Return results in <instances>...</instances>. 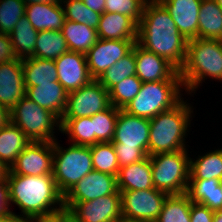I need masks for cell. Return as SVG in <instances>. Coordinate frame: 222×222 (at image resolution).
<instances>
[{
	"label": "cell",
	"mask_w": 222,
	"mask_h": 222,
	"mask_svg": "<svg viewBox=\"0 0 222 222\" xmlns=\"http://www.w3.org/2000/svg\"><path fill=\"white\" fill-rule=\"evenodd\" d=\"M168 10L185 39L198 38V18L202 0H159Z\"/></svg>",
	"instance_id": "obj_19"
},
{
	"label": "cell",
	"mask_w": 222,
	"mask_h": 222,
	"mask_svg": "<svg viewBox=\"0 0 222 222\" xmlns=\"http://www.w3.org/2000/svg\"><path fill=\"white\" fill-rule=\"evenodd\" d=\"M25 8L23 0H0V33L9 35L19 20L25 16Z\"/></svg>",
	"instance_id": "obj_39"
},
{
	"label": "cell",
	"mask_w": 222,
	"mask_h": 222,
	"mask_svg": "<svg viewBox=\"0 0 222 222\" xmlns=\"http://www.w3.org/2000/svg\"><path fill=\"white\" fill-rule=\"evenodd\" d=\"M192 203L218 211L222 203V181L218 179H189L185 193Z\"/></svg>",
	"instance_id": "obj_24"
},
{
	"label": "cell",
	"mask_w": 222,
	"mask_h": 222,
	"mask_svg": "<svg viewBox=\"0 0 222 222\" xmlns=\"http://www.w3.org/2000/svg\"><path fill=\"white\" fill-rule=\"evenodd\" d=\"M13 222H25V220L15 219Z\"/></svg>",
	"instance_id": "obj_54"
},
{
	"label": "cell",
	"mask_w": 222,
	"mask_h": 222,
	"mask_svg": "<svg viewBox=\"0 0 222 222\" xmlns=\"http://www.w3.org/2000/svg\"><path fill=\"white\" fill-rule=\"evenodd\" d=\"M30 142L24 132L10 122L0 129V160L10 169Z\"/></svg>",
	"instance_id": "obj_25"
},
{
	"label": "cell",
	"mask_w": 222,
	"mask_h": 222,
	"mask_svg": "<svg viewBox=\"0 0 222 222\" xmlns=\"http://www.w3.org/2000/svg\"><path fill=\"white\" fill-rule=\"evenodd\" d=\"M25 17L36 31H61L66 21L61 3H32L26 5Z\"/></svg>",
	"instance_id": "obj_21"
},
{
	"label": "cell",
	"mask_w": 222,
	"mask_h": 222,
	"mask_svg": "<svg viewBox=\"0 0 222 222\" xmlns=\"http://www.w3.org/2000/svg\"><path fill=\"white\" fill-rule=\"evenodd\" d=\"M137 28L129 16L104 12L96 30L99 39L103 40H137Z\"/></svg>",
	"instance_id": "obj_22"
},
{
	"label": "cell",
	"mask_w": 222,
	"mask_h": 222,
	"mask_svg": "<svg viewBox=\"0 0 222 222\" xmlns=\"http://www.w3.org/2000/svg\"><path fill=\"white\" fill-rule=\"evenodd\" d=\"M218 179L222 181V149L211 150L205 155L190 158L189 179Z\"/></svg>",
	"instance_id": "obj_30"
},
{
	"label": "cell",
	"mask_w": 222,
	"mask_h": 222,
	"mask_svg": "<svg viewBox=\"0 0 222 222\" xmlns=\"http://www.w3.org/2000/svg\"><path fill=\"white\" fill-rule=\"evenodd\" d=\"M150 119L133 116L119 109L112 143L121 147L144 148L149 156Z\"/></svg>",
	"instance_id": "obj_14"
},
{
	"label": "cell",
	"mask_w": 222,
	"mask_h": 222,
	"mask_svg": "<svg viewBox=\"0 0 222 222\" xmlns=\"http://www.w3.org/2000/svg\"><path fill=\"white\" fill-rule=\"evenodd\" d=\"M213 210L198 203L191 202L190 221L191 222H213Z\"/></svg>",
	"instance_id": "obj_42"
},
{
	"label": "cell",
	"mask_w": 222,
	"mask_h": 222,
	"mask_svg": "<svg viewBox=\"0 0 222 222\" xmlns=\"http://www.w3.org/2000/svg\"><path fill=\"white\" fill-rule=\"evenodd\" d=\"M61 133L68 135L74 145H93V122L90 117L60 119Z\"/></svg>",
	"instance_id": "obj_33"
},
{
	"label": "cell",
	"mask_w": 222,
	"mask_h": 222,
	"mask_svg": "<svg viewBox=\"0 0 222 222\" xmlns=\"http://www.w3.org/2000/svg\"><path fill=\"white\" fill-rule=\"evenodd\" d=\"M24 87L58 81L57 68L54 60L28 57L22 59Z\"/></svg>",
	"instance_id": "obj_26"
},
{
	"label": "cell",
	"mask_w": 222,
	"mask_h": 222,
	"mask_svg": "<svg viewBox=\"0 0 222 222\" xmlns=\"http://www.w3.org/2000/svg\"><path fill=\"white\" fill-rule=\"evenodd\" d=\"M9 168L0 160V181H7Z\"/></svg>",
	"instance_id": "obj_49"
},
{
	"label": "cell",
	"mask_w": 222,
	"mask_h": 222,
	"mask_svg": "<svg viewBox=\"0 0 222 222\" xmlns=\"http://www.w3.org/2000/svg\"><path fill=\"white\" fill-rule=\"evenodd\" d=\"M136 76L145 82L181 80L179 70L168 60L135 43Z\"/></svg>",
	"instance_id": "obj_17"
},
{
	"label": "cell",
	"mask_w": 222,
	"mask_h": 222,
	"mask_svg": "<svg viewBox=\"0 0 222 222\" xmlns=\"http://www.w3.org/2000/svg\"><path fill=\"white\" fill-rule=\"evenodd\" d=\"M54 61L58 82L68 93L88 85L93 80L88 71L86 54L68 50Z\"/></svg>",
	"instance_id": "obj_15"
},
{
	"label": "cell",
	"mask_w": 222,
	"mask_h": 222,
	"mask_svg": "<svg viewBox=\"0 0 222 222\" xmlns=\"http://www.w3.org/2000/svg\"><path fill=\"white\" fill-rule=\"evenodd\" d=\"M10 36L0 33V63L15 59Z\"/></svg>",
	"instance_id": "obj_43"
},
{
	"label": "cell",
	"mask_w": 222,
	"mask_h": 222,
	"mask_svg": "<svg viewBox=\"0 0 222 222\" xmlns=\"http://www.w3.org/2000/svg\"><path fill=\"white\" fill-rule=\"evenodd\" d=\"M218 211L222 212V203H221V207H220V209Z\"/></svg>",
	"instance_id": "obj_55"
},
{
	"label": "cell",
	"mask_w": 222,
	"mask_h": 222,
	"mask_svg": "<svg viewBox=\"0 0 222 222\" xmlns=\"http://www.w3.org/2000/svg\"><path fill=\"white\" fill-rule=\"evenodd\" d=\"M93 169L118 176L119 164L112 142L96 143L90 146Z\"/></svg>",
	"instance_id": "obj_35"
},
{
	"label": "cell",
	"mask_w": 222,
	"mask_h": 222,
	"mask_svg": "<svg viewBox=\"0 0 222 222\" xmlns=\"http://www.w3.org/2000/svg\"><path fill=\"white\" fill-rule=\"evenodd\" d=\"M216 2L220 6V8L222 9V0H216Z\"/></svg>",
	"instance_id": "obj_53"
},
{
	"label": "cell",
	"mask_w": 222,
	"mask_h": 222,
	"mask_svg": "<svg viewBox=\"0 0 222 222\" xmlns=\"http://www.w3.org/2000/svg\"><path fill=\"white\" fill-rule=\"evenodd\" d=\"M213 222H222V212L220 211L214 212Z\"/></svg>",
	"instance_id": "obj_51"
},
{
	"label": "cell",
	"mask_w": 222,
	"mask_h": 222,
	"mask_svg": "<svg viewBox=\"0 0 222 222\" xmlns=\"http://www.w3.org/2000/svg\"><path fill=\"white\" fill-rule=\"evenodd\" d=\"M67 51L68 45L61 31H38L35 45V57L56 60Z\"/></svg>",
	"instance_id": "obj_31"
},
{
	"label": "cell",
	"mask_w": 222,
	"mask_h": 222,
	"mask_svg": "<svg viewBox=\"0 0 222 222\" xmlns=\"http://www.w3.org/2000/svg\"><path fill=\"white\" fill-rule=\"evenodd\" d=\"M183 99L173 108L150 119L149 156L187 149L193 106Z\"/></svg>",
	"instance_id": "obj_4"
},
{
	"label": "cell",
	"mask_w": 222,
	"mask_h": 222,
	"mask_svg": "<svg viewBox=\"0 0 222 222\" xmlns=\"http://www.w3.org/2000/svg\"><path fill=\"white\" fill-rule=\"evenodd\" d=\"M0 216H14L10 208L8 181H0Z\"/></svg>",
	"instance_id": "obj_44"
},
{
	"label": "cell",
	"mask_w": 222,
	"mask_h": 222,
	"mask_svg": "<svg viewBox=\"0 0 222 222\" xmlns=\"http://www.w3.org/2000/svg\"><path fill=\"white\" fill-rule=\"evenodd\" d=\"M137 40L99 39L86 53L88 71L97 80L108 68L126 56Z\"/></svg>",
	"instance_id": "obj_12"
},
{
	"label": "cell",
	"mask_w": 222,
	"mask_h": 222,
	"mask_svg": "<svg viewBox=\"0 0 222 222\" xmlns=\"http://www.w3.org/2000/svg\"><path fill=\"white\" fill-rule=\"evenodd\" d=\"M142 81L136 76L125 78L109 90L110 104L122 110L139 93Z\"/></svg>",
	"instance_id": "obj_38"
},
{
	"label": "cell",
	"mask_w": 222,
	"mask_h": 222,
	"mask_svg": "<svg viewBox=\"0 0 222 222\" xmlns=\"http://www.w3.org/2000/svg\"><path fill=\"white\" fill-rule=\"evenodd\" d=\"M7 181L10 208L15 204L21 211L20 215L12 212L16 219L26 220L64 209V196L58 190L53 175L26 176L9 170Z\"/></svg>",
	"instance_id": "obj_2"
},
{
	"label": "cell",
	"mask_w": 222,
	"mask_h": 222,
	"mask_svg": "<svg viewBox=\"0 0 222 222\" xmlns=\"http://www.w3.org/2000/svg\"><path fill=\"white\" fill-rule=\"evenodd\" d=\"M38 31L24 16L9 33L14 55L18 59L35 57V45Z\"/></svg>",
	"instance_id": "obj_29"
},
{
	"label": "cell",
	"mask_w": 222,
	"mask_h": 222,
	"mask_svg": "<svg viewBox=\"0 0 222 222\" xmlns=\"http://www.w3.org/2000/svg\"><path fill=\"white\" fill-rule=\"evenodd\" d=\"M133 75H136L135 44L126 56L108 68L97 81L109 91L117 83Z\"/></svg>",
	"instance_id": "obj_32"
},
{
	"label": "cell",
	"mask_w": 222,
	"mask_h": 222,
	"mask_svg": "<svg viewBox=\"0 0 222 222\" xmlns=\"http://www.w3.org/2000/svg\"><path fill=\"white\" fill-rule=\"evenodd\" d=\"M61 222H80L67 209L61 210Z\"/></svg>",
	"instance_id": "obj_48"
},
{
	"label": "cell",
	"mask_w": 222,
	"mask_h": 222,
	"mask_svg": "<svg viewBox=\"0 0 222 222\" xmlns=\"http://www.w3.org/2000/svg\"><path fill=\"white\" fill-rule=\"evenodd\" d=\"M117 190V176L93 170L64 195V202L91 201Z\"/></svg>",
	"instance_id": "obj_16"
},
{
	"label": "cell",
	"mask_w": 222,
	"mask_h": 222,
	"mask_svg": "<svg viewBox=\"0 0 222 222\" xmlns=\"http://www.w3.org/2000/svg\"><path fill=\"white\" fill-rule=\"evenodd\" d=\"M64 208L80 222H119L123 220L119 190L91 201L64 202Z\"/></svg>",
	"instance_id": "obj_11"
},
{
	"label": "cell",
	"mask_w": 222,
	"mask_h": 222,
	"mask_svg": "<svg viewBox=\"0 0 222 222\" xmlns=\"http://www.w3.org/2000/svg\"><path fill=\"white\" fill-rule=\"evenodd\" d=\"M90 146L70 144L64 148L53 142V178L64 196L88 173L93 171Z\"/></svg>",
	"instance_id": "obj_7"
},
{
	"label": "cell",
	"mask_w": 222,
	"mask_h": 222,
	"mask_svg": "<svg viewBox=\"0 0 222 222\" xmlns=\"http://www.w3.org/2000/svg\"><path fill=\"white\" fill-rule=\"evenodd\" d=\"M182 89L184 90L181 80L142 83L139 93L122 110L133 116L154 118L183 99Z\"/></svg>",
	"instance_id": "obj_5"
},
{
	"label": "cell",
	"mask_w": 222,
	"mask_h": 222,
	"mask_svg": "<svg viewBox=\"0 0 222 222\" xmlns=\"http://www.w3.org/2000/svg\"><path fill=\"white\" fill-rule=\"evenodd\" d=\"M147 51L168 60L179 71L185 64L188 40L178 31L159 0H147L138 23L137 42Z\"/></svg>",
	"instance_id": "obj_1"
},
{
	"label": "cell",
	"mask_w": 222,
	"mask_h": 222,
	"mask_svg": "<svg viewBox=\"0 0 222 222\" xmlns=\"http://www.w3.org/2000/svg\"><path fill=\"white\" fill-rule=\"evenodd\" d=\"M25 91L22 59L0 63V104L11 110Z\"/></svg>",
	"instance_id": "obj_18"
},
{
	"label": "cell",
	"mask_w": 222,
	"mask_h": 222,
	"mask_svg": "<svg viewBox=\"0 0 222 222\" xmlns=\"http://www.w3.org/2000/svg\"><path fill=\"white\" fill-rule=\"evenodd\" d=\"M191 201L186 194L168 195L156 222H191Z\"/></svg>",
	"instance_id": "obj_34"
},
{
	"label": "cell",
	"mask_w": 222,
	"mask_h": 222,
	"mask_svg": "<svg viewBox=\"0 0 222 222\" xmlns=\"http://www.w3.org/2000/svg\"><path fill=\"white\" fill-rule=\"evenodd\" d=\"M26 5L32 3H50V4H58L61 3V0H23Z\"/></svg>",
	"instance_id": "obj_50"
},
{
	"label": "cell",
	"mask_w": 222,
	"mask_h": 222,
	"mask_svg": "<svg viewBox=\"0 0 222 222\" xmlns=\"http://www.w3.org/2000/svg\"><path fill=\"white\" fill-rule=\"evenodd\" d=\"M179 74L188 95L195 93L207 78L222 81V40H189L185 64Z\"/></svg>",
	"instance_id": "obj_3"
},
{
	"label": "cell",
	"mask_w": 222,
	"mask_h": 222,
	"mask_svg": "<svg viewBox=\"0 0 222 222\" xmlns=\"http://www.w3.org/2000/svg\"><path fill=\"white\" fill-rule=\"evenodd\" d=\"M10 171L26 176L52 175L53 143L31 141L18 155Z\"/></svg>",
	"instance_id": "obj_13"
},
{
	"label": "cell",
	"mask_w": 222,
	"mask_h": 222,
	"mask_svg": "<svg viewBox=\"0 0 222 222\" xmlns=\"http://www.w3.org/2000/svg\"><path fill=\"white\" fill-rule=\"evenodd\" d=\"M25 90L29 99L61 119L66 109L68 92L58 81L25 87Z\"/></svg>",
	"instance_id": "obj_20"
},
{
	"label": "cell",
	"mask_w": 222,
	"mask_h": 222,
	"mask_svg": "<svg viewBox=\"0 0 222 222\" xmlns=\"http://www.w3.org/2000/svg\"><path fill=\"white\" fill-rule=\"evenodd\" d=\"M89 9L103 14L105 12V0H82Z\"/></svg>",
	"instance_id": "obj_46"
},
{
	"label": "cell",
	"mask_w": 222,
	"mask_h": 222,
	"mask_svg": "<svg viewBox=\"0 0 222 222\" xmlns=\"http://www.w3.org/2000/svg\"><path fill=\"white\" fill-rule=\"evenodd\" d=\"M118 114L119 109L110 105L107 109L91 116V121L93 122V145L112 141Z\"/></svg>",
	"instance_id": "obj_36"
},
{
	"label": "cell",
	"mask_w": 222,
	"mask_h": 222,
	"mask_svg": "<svg viewBox=\"0 0 222 222\" xmlns=\"http://www.w3.org/2000/svg\"><path fill=\"white\" fill-rule=\"evenodd\" d=\"M147 0H105V12L129 16L137 25Z\"/></svg>",
	"instance_id": "obj_40"
},
{
	"label": "cell",
	"mask_w": 222,
	"mask_h": 222,
	"mask_svg": "<svg viewBox=\"0 0 222 222\" xmlns=\"http://www.w3.org/2000/svg\"><path fill=\"white\" fill-rule=\"evenodd\" d=\"M109 91L97 80L68 93L67 105L61 119L90 117L110 106Z\"/></svg>",
	"instance_id": "obj_10"
},
{
	"label": "cell",
	"mask_w": 222,
	"mask_h": 222,
	"mask_svg": "<svg viewBox=\"0 0 222 222\" xmlns=\"http://www.w3.org/2000/svg\"><path fill=\"white\" fill-rule=\"evenodd\" d=\"M11 122L19 127L30 141L34 142L53 143L57 140L54 131L61 132L60 119L26 95L11 109Z\"/></svg>",
	"instance_id": "obj_8"
},
{
	"label": "cell",
	"mask_w": 222,
	"mask_h": 222,
	"mask_svg": "<svg viewBox=\"0 0 222 222\" xmlns=\"http://www.w3.org/2000/svg\"><path fill=\"white\" fill-rule=\"evenodd\" d=\"M11 122V110L0 104V129Z\"/></svg>",
	"instance_id": "obj_47"
},
{
	"label": "cell",
	"mask_w": 222,
	"mask_h": 222,
	"mask_svg": "<svg viewBox=\"0 0 222 222\" xmlns=\"http://www.w3.org/2000/svg\"><path fill=\"white\" fill-rule=\"evenodd\" d=\"M61 32L67 42L68 50L86 54L99 40L96 29L85 24L66 20Z\"/></svg>",
	"instance_id": "obj_28"
},
{
	"label": "cell",
	"mask_w": 222,
	"mask_h": 222,
	"mask_svg": "<svg viewBox=\"0 0 222 222\" xmlns=\"http://www.w3.org/2000/svg\"><path fill=\"white\" fill-rule=\"evenodd\" d=\"M25 222H61V210L49 215L30 217Z\"/></svg>",
	"instance_id": "obj_45"
},
{
	"label": "cell",
	"mask_w": 222,
	"mask_h": 222,
	"mask_svg": "<svg viewBox=\"0 0 222 222\" xmlns=\"http://www.w3.org/2000/svg\"><path fill=\"white\" fill-rule=\"evenodd\" d=\"M122 219L128 222H156L168 194L149 188L120 191Z\"/></svg>",
	"instance_id": "obj_9"
},
{
	"label": "cell",
	"mask_w": 222,
	"mask_h": 222,
	"mask_svg": "<svg viewBox=\"0 0 222 222\" xmlns=\"http://www.w3.org/2000/svg\"><path fill=\"white\" fill-rule=\"evenodd\" d=\"M198 38L222 40V9L216 0H202L201 2Z\"/></svg>",
	"instance_id": "obj_27"
},
{
	"label": "cell",
	"mask_w": 222,
	"mask_h": 222,
	"mask_svg": "<svg viewBox=\"0 0 222 222\" xmlns=\"http://www.w3.org/2000/svg\"><path fill=\"white\" fill-rule=\"evenodd\" d=\"M187 149L150 156L154 188L168 195L185 194L190 177Z\"/></svg>",
	"instance_id": "obj_6"
},
{
	"label": "cell",
	"mask_w": 222,
	"mask_h": 222,
	"mask_svg": "<svg viewBox=\"0 0 222 222\" xmlns=\"http://www.w3.org/2000/svg\"><path fill=\"white\" fill-rule=\"evenodd\" d=\"M117 188L119 191L154 188L150 156L141 161L121 167L117 176Z\"/></svg>",
	"instance_id": "obj_23"
},
{
	"label": "cell",
	"mask_w": 222,
	"mask_h": 222,
	"mask_svg": "<svg viewBox=\"0 0 222 222\" xmlns=\"http://www.w3.org/2000/svg\"><path fill=\"white\" fill-rule=\"evenodd\" d=\"M61 5L66 20L97 29L101 14L86 7L82 0H61Z\"/></svg>",
	"instance_id": "obj_37"
},
{
	"label": "cell",
	"mask_w": 222,
	"mask_h": 222,
	"mask_svg": "<svg viewBox=\"0 0 222 222\" xmlns=\"http://www.w3.org/2000/svg\"><path fill=\"white\" fill-rule=\"evenodd\" d=\"M15 219L14 216H0V222H13Z\"/></svg>",
	"instance_id": "obj_52"
},
{
	"label": "cell",
	"mask_w": 222,
	"mask_h": 222,
	"mask_svg": "<svg viewBox=\"0 0 222 222\" xmlns=\"http://www.w3.org/2000/svg\"><path fill=\"white\" fill-rule=\"evenodd\" d=\"M112 144L115 148L120 168L141 161L148 156V152L144 148L121 147L120 143Z\"/></svg>",
	"instance_id": "obj_41"
}]
</instances>
